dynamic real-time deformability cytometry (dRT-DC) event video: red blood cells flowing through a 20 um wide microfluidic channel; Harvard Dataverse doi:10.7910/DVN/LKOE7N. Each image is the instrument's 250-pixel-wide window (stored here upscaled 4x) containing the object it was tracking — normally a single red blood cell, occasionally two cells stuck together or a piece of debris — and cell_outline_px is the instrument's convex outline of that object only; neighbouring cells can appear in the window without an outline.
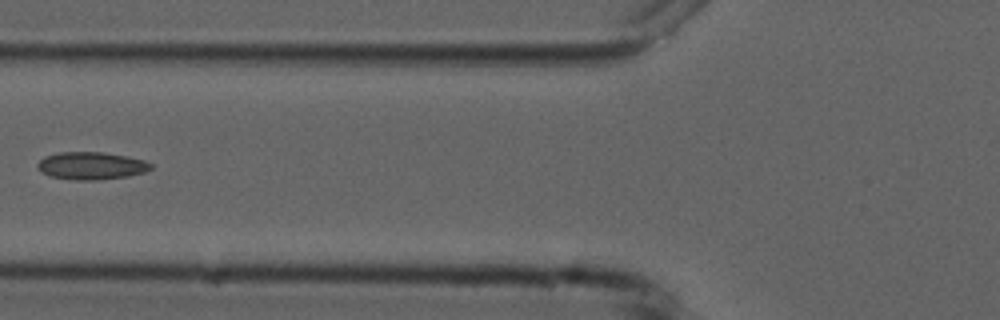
{"species": "common noctule bat (a hibernating species)", "species_latin": "Nyctalus noctula", "temperature_condition": "cold", "stored_images_in_passage": 4, "camera_frame_rate_fps": 3000, "um_per_image_px": 0.085, "animal": {"sex": "male", "forearm_length_mm": 52.5}, "frame": {"image": 1, "passage_image": 3, "time_ms": 4.667, "image_size_px": [1000, 320], "cell_outline_px": [[152, 168], [144, 172], [128, 176], [96, 180], [76, 180], [52, 176], [40, 172], [36, 168], [36, 164], [44, 156], [60, 152], [104, 152], [128, 156], [144, 160], [152, 164]], "centroid_in_image_um": [7.74, 14.08], "position_along_channel_um": 118.1, "area_um2": 18.26}}
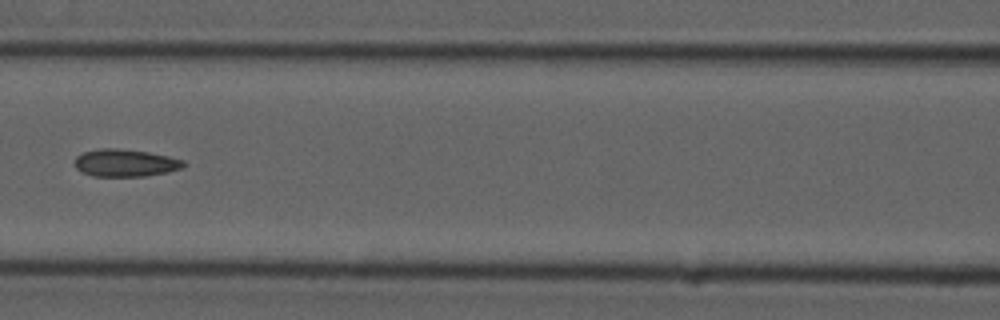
{"frame": {"image": 2, "passage_image": 4, "time_ms": 5.667, "image_size_px": [1000, 320], "cell_outline_px": [[188, 164], [184, 168], [168, 172], [144, 176], [92, 176], [76, 168], [76, 156], [84, 152], [100, 148], [116, 148], [148, 152], [168, 156], [184, 160]], "centroid_in_image_um": [10.71, 13.85], "position_along_channel_um": 155.9, "area_um2": 17.4}}